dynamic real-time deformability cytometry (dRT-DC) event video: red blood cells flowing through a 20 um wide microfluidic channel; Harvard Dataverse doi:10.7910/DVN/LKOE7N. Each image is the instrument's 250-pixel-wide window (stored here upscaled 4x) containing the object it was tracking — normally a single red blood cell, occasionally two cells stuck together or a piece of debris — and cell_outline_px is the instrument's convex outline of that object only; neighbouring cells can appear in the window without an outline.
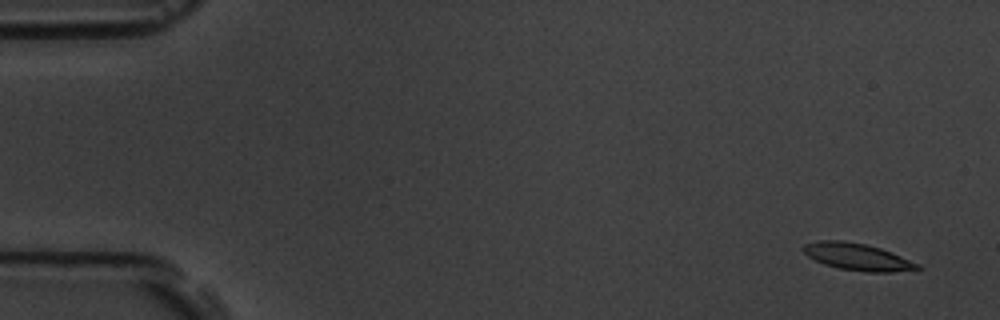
{"species": "common noctule bat (a hibernating species)", "species_latin": "Nyctalus noctula", "temperature_condition": "room temperature", "stored_images_in_passage": 5, "camera_frame_rate_fps": 3000, "um_per_image_px": 0.085, "animal": {"sex": "male", "body_mass_g": 19.5, "forearm_length_mm": 54.6}, "frame": {"image": 1, "passage_image": 1, "time_ms": 0.0, "image_size_px": [1000, 320], "cell_outline_px": [[920, 268], [892, 272], [868, 272], [840, 268], [824, 264], [808, 256], [800, 248], [804, 244], [820, 240], [844, 240], [864, 244], [880, 248], [892, 252], [920, 264]], "centroid_in_image_um": [72.86, 21.81], "position_along_channel_um": 12.1, "area_um2": 17.8}}
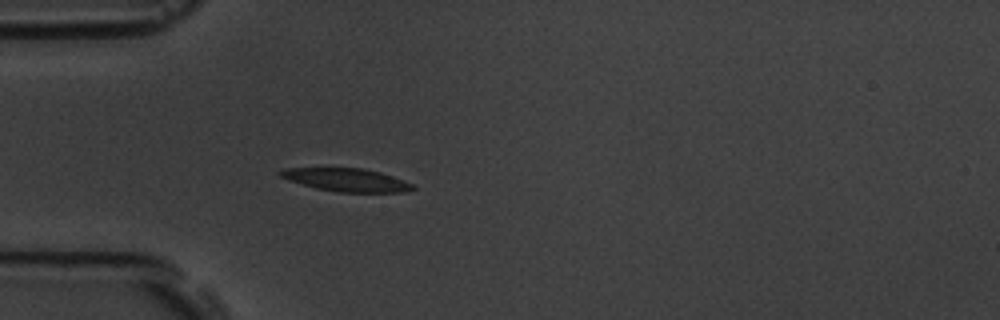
{"frame": {"image": 2, "passage_image": 5, "time_ms": 4.667, "image_size_px": [1000, 320], "cell_outline_px": [[416, 188], [404, 192], [340, 192], [316, 188], [288, 180], [280, 176], [276, 172], [284, 168], [360, 168], [380, 172], [392, 176], [412, 184]], "centroid_in_image_um": [29.42, 15.29], "position_along_channel_um": 55.6, "area_um2": 17.63}}